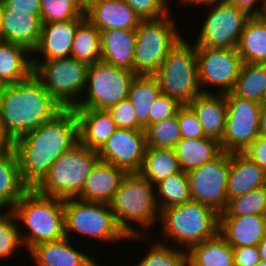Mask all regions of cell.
I'll list each match as a JSON object with an SVG mask.
<instances>
[{"instance_id": "1", "label": "cell", "mask_w": 266, "mask_h": 266, "mask_svg": "<svg viewBox=\"0 0 266 266\" xmlns=\"http://www.w3.org/2000/svg\"><path fill=\"white\" fill-rule=\"evenodd\" d=\"M80 143L74 109H62L51 120L15 140L21 181L35 189L48 175L51 165Z\"/></svg>"}, {"instance_id": "2", "label": "cell", "mask_w": 266, "mask_h": 266, "mask_svg": "<svg viewBox=\"0 0 266 266\" xmlns=\"http://www.w3.org/2000/svg\"><path fill=\"white\" fill-rule=\"evenodd\" d=\"M61 110L34 74L5 85L0 97V121L14 141L51 120Z\"/></svg>"}, {"instance_id": "3", "label": "cell", "mask_w": 266, "mask_h": 266, "mask_svg": "<svg viewBox=\"0 0 266 266\" xmlns=\"http://www.w3.org/2000/svg\"><path fill=\"white\" fill-rule=\"evenodd\" d=\"M155 190V185L139 173H127L110 202L115 219L128 240L146 236L132 224L136 223L142 230H147L159 222L160 210Z\"/></svg>"}, {"instance_id": "4", "label": "cell", "mask_w": 266, "mask_h": 266, "mask_svg": "<svg viewBox=\"0 0 266 266\" xmlns=\"http://www.w3.org/2000/svg\"><path fill=\"white\" fill-rule=\"evenodd\" d=\"M17 221L28 230L20 231L24 249L57 241L66 237L64 222V200L39 194L29 189L11 209Z\"/></svg>"}, {"instance_id": "5", "label": "cell", "mask_w": 266, "mask_h": 266, "mask_svg": "<svg viewBox=\"0 0 266 266\" xmlns=\"http://www.w3.org/2000/svg\"><path fill=\"white\" fill-rule=\"evenodd\" d=\"M159 222L163 238L188 251L218 233L219 214L211 207L191 200L162 209Z\"/></svg>"}, {"instance_id": "6", "label": "cell", "mask_w": 266, "mask_h": 266, "mask_svg": "<svg viewBox=\"0 0 266 266\" xmlns=\"http://www.w3.org/2000/svg\"><path fill=\"white\" fill-rule=\"evenodd\" d=\"M153 76L158 81L161 94L188 105L202 93L198 82L195 45H190L183 37L167 54Z\"/></svg>"}, {"instance_id": "7", "label": "cell", "mask_w": 266, "mask_h": 266, "mask_svg": "<svg viewBox=\"0 0 266 266\" xmlns=\"http://www.w3.org/2000/svg\"><path fill=\"white\" fill-rule=\"evenodd\" d=\"M98 160L96 151L79 143L51 165L48 175L35 190L41 195L63 200L76 198Z\"/></svg>"}, {"instance_id": "8", "label": "cell", "mask_w": 266, "mask_h": 266, "mask_svg": "<svg viewBox=\"0 0 266 266\" xmlns=\"http://www.w3.org/2000/svg\"><path fill=\"white\" fill-rule=\"evenodd\" d=\"M172 18L168 13L159 19L140 21L136 29L133 62L136 75H153L167 54L183 38L178 24Z\"/></svg>"}, {"instance_id": "9", "label": "cell", "mask_w": 266, "mask_h": 266, "mask_svg": "<svg viewBox=\"0 0 266 266\" xmlns=\"http://www.w3.org/2000/svg\"><path fill=\"white\" fill-rule=\"evenodd\" d=\"M42 61L32 55L33 74L62 109L75 108L86 88L88 65L72 57Z\"/></svg>"}, {"instance_id": "10", "label": "cell", "mask_w": 266, "mask_h": 266, "mask_svg": "<svg viewBox=\"0 0 266 266\" xmlns=\"http://www.w3.org/2000/svg\"><path fill=\"white\" fill-rule=\"evenodd\" d=\"M65 235L76 233L82 237L98 239L105 243L128 240L119 227L110 204L85 202L77 198L64 199Z\"/></svg>"}, {"instance_id": "11", "label": "cell", "mask_w": 266, "mask_h": 266, "mask_svg": "<svg viewBox=\"0 0 266 266\" xmlns=\"http://www.w3.org/2000/svg\"><path fill=\"white\" fill-rule=\"evenodd\" d=\"M135 77L133 71L103 61L88 65L84 92L87 95L80 96L79 103L73 109L108 110L127 99L130 85Z\"/></svg>"}, {"instance_id": "12", "label": "cell", "mask_w": 266, "mask_h": 266, "mask_svg": "<svg viewBox=\"0 0 266 266\" xmlns=\"http://www.w3.org/2000/svg\"><path fill=\"white\" fill-rule=\"evenodd\" d=\"M227 116L220 147L227 153H244L259 136L260 109L262 104L236 96L232 91L225 94Z\"/></svg>"}, {"instance_id": "13", "label": "cell", "mask_w": 266, "mask_h": 266, "mask_svg": "<svg viewBox=\"0 0 266 266\" xmlns=\"http://www.w3.org/2000/svg\"><path fill=\"white\" fill-rule=\"evenodd\" d=\"M195 49L197 55L198 82L202 93H212L208 88H205L207 85L208 87L215 86L217 89L215 93L217 94L231 92L243 64L237 48L218 49L195 46Z\"/></svg>"}, {"instance_id": "14", "label": "cell", "mask_w": 266, "mask_h": 266, "mask_svg": "<svg viewBox=\"0 0 266 266\" xmlns=\"http://www.w3.org/2000/svg\"><path fill=\"white\" fill-rule=\"evenodd\" d=\"M231 153L222 151L212 161L188 172L190 196L193 201L207 205L218 214L227 206L228 173Z\"/></svg>"}, {"instance_id": "15", "label": "cell", "mask_w": 266, "mask_h": 266, "mask_svg": "<svg viewBox=\"0 0 266 266\" xmlns=\"http://www.w3.org/2000/svg\"><path fill=\"white\" fill-rule=\"evenodd\" d=\"M250 18L231 4L213 5L202 23L195 46L218 49L237 48L242 31Z\"/></svg>"}, {"instance_id": "16", "label": "cell", "mask_w": 266, "mask_h": 266, "mask_svg": "<svg viewBox=\"0 0 266 266\" xmlns=\"http://www.w3.org/2000/svg\"><path fill=\"white\" fill-rule=\"evenodd\" d=\"M146 147L145 130L117 128L97 154L101 161L122 168L127 173H138Z\"/></svg>"}, {"instance_id": "17", "label": "cell", "mask_w": 266, "mask_h": 266, "mask_svg": "<svg viewBox=\"0 0 266 266\" xmlns=\"http://www.w3.org/2000/svg\"><path fill=\"white\" fill-rule=\"evenodd\" d=\"M126 174L122 168L98 160L76 198L85 202L110 204Z\"/></svg>"}, {"instance_id": "18", "label": "cell", "mask_w": 266, "mask_h": 266, "mask_svg": "<svg viewBox=\"0 0 266 266\" xmlns=\"http://www.w3.org/2000/svg\"><path fill=\"white\" fill-rule=\"evenodd\" d=\"M83 20L43 23L38 45L32 53L42 55V60L70 57L76 28Z\"/></svg>"}, {"instance_id": "19", "label": "cell", "mask_w": 266, "mask_h": 266, "mask_svg": "<svg viewBox=\"0 0 266 266\" xmlns=\"http://www.w3.org/2000/svg\"><path fill=\"white\" fill-rule=\"evenodd\" d=\"M218 232L232 248L257 246L266 236V215L219 217Z\"/></svg>"}, {"instance_id": "20", "label": "cell", "mask_w": 266, "mask_h": 266, "mask_svg": "<svg viewBox=\"0 0 266 266\" xmlns=\"http://www.w3.org/2000/svg\"><path fill=\"white\" fill-rule=\"evenodd\" d=\"M69 238L41 243L29 254L37 266H99L88 254L75 249Z\"/></svg>"}, {"instance_id": "21", "label": "cell", "mask_w": 266, "mask_h": 266, "mask_svg": "<svg viewBox=\"0 0 266 266\" xmlns=\"http://www.w3.org/2000/svg\"><path fill=\"white\" fill-rule=\"evenodd\" d=\"M99 30H136L141 19L123 0H102L85 13Z\"/></svg>"}, {"instance_id": "22", "label": "cell", "mask_w": 266, "mask_h": 266, "mask_svg": "<svg viewBox=\"0 0 266 266\" xmlns=\"http://www.w3.org/2000/svg\"><path fill=\"white\" fill-rule=\"evenodd\" d=\"M41 29L40 15L4 10L0 40L20 44L32 52L38 45Z\"/></svg>"}, {"instance_id": "23", "label": "cell", "mask_w": 266, "mask_h": 266, "mask_svg": "<svg viewBox=\"0 0 266 266\" xmlns=\"http://www.w3.org/2000/svg\"><path fill=\"white\" fill-rule=\"evenodd\" d=\"M79 123L80 144L98 152L117 126L108 110L74 109Z\"/></svg>"}, {"instance_id": "24", "label": "cell", "mask_w": 266, "mask_h": 266, "mask_svg": "<svg viewBox=\"0 0 266 266\" xmlns=\"http://www.w3.org/2000/svg\"><path fill=\"white\" fill-rule=\"evenodd\" d=\"M188 106L194 111L206 137L221 141L225 130L227 108L225 94L201 93Z\"/></svg>"}, {"instance_id": "25", "label": "cell", "mask_w": 266, "mask_h": 266, "mask_svg": "<svg viewBox=\"0 0 266 266\" xmlns=\"http://www.w3.org/2000/svg\"><path fill=\"white\" fill-rule=\"evenodd\" d=\"M266 185L265 171L244 153H231L227 199H233Z\"/></svg>"}, {"instance_id": "26", "label": "cell", "mask_w": 266, "mask_h": 266, "mask_svg": "<svg viewBox=\"0 0 266 266\" xmlns=\"http://www.w3.org/2000/svg\"><path fill=\"white\" fill-rule=\"evenodd\" d=\"M101 61L133 71L136 30L100 31Z\"/></svg>"}, {"instance_id": "27", "label": "cell", "mask_w": 266, "mask_h": 266, "mask_svg": "<svg viewBox=\"0 0 266 266\" xmlns=\"http://www.w3.org/2000/svg\"><path fill=\"white\" fill-rule=\"evenodd\" d=\"M33 68L32 52L28 48L0 40V81L4 85L26 80L33 74Z\"/></svg>"}, {"instance_id": "28", "label": "cell", "mask_w": 266, "mask_h": 266, "mask_svg": "<svg viewBox=\"0 0 266 266\" xmlns=\"http://www.w3.org/2000/svg\"><path fill=\"white\" fill-rule=\"evenodd\" d=\"M174 150L181 171L187 173L212 161L222 152L220 143L210 137L181 138Z\"/></svg>"}, {"instance_id": "29", "label": "cell", "mask_w": 266, "mask_h": 266, "mask_svg": "<svg viewBox=\"0 0 266 266\" xmlns=\"http://www.w3.org/2000/svg\"><path fill=\"white\" fill-rule=\"evenodd\" d=\"M188 266H234L233 248L218 232L187 251Z\"/></svg>"}, {"instance_id": "30", "label": "cell", "mask_w": 266, "mask_h": 266, "mask_svg": "<svg viewBox=\"0 0 266 266\" xmlns=\"http://www.w3.org/2000/svg\"><path fill=\"white\" fill-rule=\"evenodd\" d=\"M28 190L20 178L15 150L0 154V210H11Z\"/></svg>"}, {"instance_id": "31", "label": "cell", "mask_w": 266, "mask_h": 266, "mask_svg": "<svg viewBox=\"0 0 266 266\" xmlns=\"http://www.w3.org/2000/svg\"><path fill=\"white\" fill-rule=\"evenodd\" d=\"M237 51L243 63L266 64V15L246 22Z\"/></svg>"}, {"instance_id": "32", "label": "cell", "mask_w": 266, "mask_h": 266, "mask_svg": "<svg viewBox=\"0 0 266 266\" xmlns=\"http://www.w3.org/2000/svg\"><path fill=\"white\" fill-rule=\"evenodd\" d=\"M161 90L153 75H136L132 81L127 99L133 104L137 122L144 128L149 126V112L160 96Z\"/></svg>"}, {"instance_id": "33", "label": "cell", "mask_w": 266, "mask_h": 266, "mask_svg": "<svg viewBox=\"0 0 266 266\" xmlns=\"http://www.w3.org/2000/svg\"><path fill=\"white\" fill-rule=\"evenodd\" d=\"M179 162L174 149L146 147L140 171L143 178L155 185L160 180L180 172Z\"/></svg>"}, {"instance_id": "34", "label": "cell", "mask_w": 266, "mask_h": 266, "mask_svg": "<svg viewBox=\"0 0 266 266\" xmlns=\"http://www.w3.org/2000/svg\"><path fill=\"white\" fill-rule=\"evenodd\" d=\"M232 92L263 104L266 97V64L243 63Z\"/></svg>"}, {"instance_id": "35", "label": "cell", "mask_w": 266, "mask_h": 266, "mask_svg": "<svg viewBox=\"0 0 266 266\" xmlns=\"http://www.w3.org/2000/svg\"><path fill=\"white\" fill-rule=\"evenodd\" d=\"M70 57L87 65L101 61L100 31L87 18L76 28Z\"/></svg>"}, {"instance_id": "36", "label": "cell", "mask_w": 266, "mask_h": 266, "mask_svg": "<svg viewBox=\"0 0 266 266\" xmlns=\"http://www.w3.org/2000/svg\"><path fill=\"white\" fill-rule=\"evenodd\" d=\"M159 210L191 201L188 173L180 171L155 184Z\"/></svg>"}, {"instance_id": "37", "label": "cell", "mask_w": 266, "mask_h": 266, "mask_svg": "<svg viewBox=\"0 0 266 266\" xmlns=\"http://www.w3.org/2000/svg\"><path fill=\"white\" fill-rule=\"evenodd\" d=\"M266 215V185L242 196L229 199L219 217Z\"/></svg>"}, {"instance_id": "38", "label": "cell", "mask_w": 266, "mask_h": 266, "mask_svg": "<svg viewBox=\"0 0 266 266\" xmlns=\"http://www.w3.org/2000/svg\"><path fill=\"white\" fill-rule=\"evenodd\" d=\"M146 146L174 149L181 140L177 114L162 121L150 124L146 129Z\"/></svg>"}, {"instance_id": "39", "label": "cell", "mask_w": 266, "mask_h": 266, "mask_svg": "<svg viewBox=\"0 0 266 266\" xmlns=\"http://www.w3.org/2000/svg\"><path fill=\"white\" fill-rule=\"evenodd\" d=\"M154 244V245H153ZM146 255L134 266H186L187 251L167 243H153ZM174 247V248H173Z\"/></svg>"}, {"instance_id": "40", "label": "cell", "mask_w": 266, "mask_h": 266, "mask_svg": "<svg viewBox=\"0 0 266 266\" xmlns=\"http://www.w3.org/2000/svg\"><path fill=\"white\" fill-rule=\"evenodd\" d=\"M40 18L43 23L85 19L77 0H41Z\"/></svg>"}, {"instance_id": "41", "label": "cell", "mask_w": 266, "mask_h": 266, "mask_svg": "<svg viewBox=\"0 0 266 266\" xmlns=\"http://www.w3.org/2000/svg\"><path fill=\"white\" fill-rule=\"evenodd\" d=\"M12 210L0 211V259L14 255L15 250L23 246L20 228Z\"/></svg>"}, {"instance_id": "42", "label": "cell", "mask_w": 266, "mask_h": 266, "mask_svg": "<svg viewBox=\"0 0 266 266\" xmlns=\"http://www.w3.org/2000/svg\"><path fill=\"white\" fill-rule=\"evenodd\" d=\"M141 20H155L169 13L163 0H123Z\"/></svg>"}, {"instance_id": "43", "label": "cell", "mask_w": 266, "mask_h": 266, "mask_svg": "<svg viewBox=\"0 0 266 266\" xmlns=\"http://www.w3.org/2000/svg\"><path fill=\"white\" fill-rule=\"evenodd\" d=\"M117 128L144 130L137 122L136 111L133 104L128 100H122L108 109Z\"/></svg>"}, {"instance_id": "44", "label": "cell", "mask_w": 266, "mask_h": 266, "mask_svg": "<svg viewBox=\"0 0 266 266\" xmlns=\"http://www.w3.org/2000/svg\"><path fill=\"white\" fill-rule=\"evenodd\" d=\"M178 126L182 138H204L205 133L196 114L188 105H182L177 111Z\"/></svg>"}, {"instance_id": "45", "label": "cell", "mask_w": 266, "mask_h": 266, "mask_svg": "<svg viewBox=\"0 0 266 266\" xmlns=\"http://www.w3.org/2000/svg\"><path fill=\"white\" fill-rule=\"evenodd\" d=\"M181 106L176 99L160 94L150 108L149 125L175 116Z\"/></svg>"}, {"instance_id": "46", "label": "cell", "mask_w": 266, "mask_h": 266, "mask_svg": "<svg viewBox=\"0 0 266 266\" xmlns=\"http://www.w3.org/2000/svg\"><path fill=\"white\" fill-rule=\"evenodd\" d=\"M234 266H255L261 259L257 246L233 247Z\"/></svg>"}, {"instance_id": "47", "label": "cell", "mask_w": 266, "mask_h": 266, "mask_svg": "<svg viewBox=\"0 0 266 266\" xmlns=\"http://www.w3.org/2000/svg\"><path fill=\"white\" fill-rule=\"evenodd\" d=\"M258 2L259 0H230L229 4L249 18H257L266 15V0L261 1L262 6L260 8L259 6L254 8Z\"/></svg>"}, {"instance_id": "48", "label": "cell", "mask_w": 266, "mask_h": 266, "mask_svg": "<svg viewBox=\"0 0 266 266\" xmlns=\"http://www.w3.org/2000/svg\"><path fill=\"white\" fill-rule=\"evenodd\" d=\"M244 154L266 173V139L258 136L244 151Z\"/></svg>"}, {"instance_id": "49", "label": "cell", "mask_w": 266, "mask_h": 266, "mask_svg": "<svg viewBox=\"0 0 266 266\" xmlns=\"http://www.w3.org/2000/svg\"><path fill=\"white\" fill-rule=\"evenodd\" d=\"M4 10L23 11L40 15L41 0H2Z\"/></svg>"}, {"instance_id": "50", "label": "cell", "mask_w": 266, "mask_h": 266, "mask_svg": "<svg viewBox=\"0 0 266 266\" xmlns=\"http://www.w3.org/2000/svg\"><path fill=\"white\" fill-rule=\"evenodd\" d=\"M15 146V141L13 138L6 132L4 126L0 121V154L13 152Z\"/></svg>"}, {"instance_id": "51", "label": "cell", "mask_w": 266, "mask_h": 266, "mask_svg": "<svg viewBox=\"0 0 266 266\" xmlns=\"http://www.w3.org/2000/svg\"><path fill=\"white\" fill-rule=\"evenodd\" d=\"M230 0H182L181 3L184 4H190V5H207V7L213 6V5H220V4H227ZM209 5V6H208Z\"/></svg>"}, {"instance_id": "52", "label": "cell", "mask_w": 266, "mask_h": 266, "mask_svg": "<svg viewBox=\"0 0 266 266\" xmlns=\"http://www.w3.org/2000/svg\"><path fill=\"white\" fill-rule=\"evenodd\" d=\"M259 137L266 139V104H262L259 120Z\"/></svg>"}, {"instance_id": "53", "label": "cell", "mask_w": 266, "mask_h": 266, "mask_svg": "<svg viewBox=\"0 0 266 266\" xmlns=\"http://www.w3.org/2000/svg\"><path fill=\"white\" fill-rule=\"evenodd\" d=\"M82 11L86 13L89 9H91L95 4L101 2L102 0H77Z\"/></svg>"}, {"instance_id": "54", "label": "cell", "mask_w": 266, "mask_h": 266, "mask_svg": "<svg viewBox=\"0 0 266 266\" xmlns=\"http://www.w3.org/2000/svg\"><path fill=\"white\" fill-rule=\"evenodd\" d=\"M259 254H260V259L262 261L266 262V236L263 238V240L257 245Z\"/></svg>"}, {"instance_id": "55", "label": "cell", "mask_w": 266, "mask_h": 266, "mask_svg": "<svg viewBox=\"0 0 266 266\" xmlns=\"http://www.w3.org/2000/svg\"><path fill=\"white\" fill-rule=\"evenodd\" d=\"M3 4H2V0H0V36H1V29H2V25H3Z\"/></svg>"}, {"instance_id": "56", "label": "cell", "mask_w": 266, "mask_h": 266, "mask_svg": "<svg viewBox=\"0 0 266 266\" xmlns=\"http://www.w3.org/2000/svg\"><path fill=\"white\" fill-rule=\"evenodd\" d=\"M255 266H266V262L260 260Z\"/></svg>"}, {"instance_id": "57", "label": "cell", "mask_w": 266, "mask_h": 266, "mask_svg": "<svg viewBox=\"0 0 266 266\" xmlns=\"http://www.w3.org/2000/svg\"><path fill=\"white\" fill-rule=\"evenodd\" d=\"M4 86L5 85L0 81V97H1V93H2Z\"/></svg>"}]
</instances>
